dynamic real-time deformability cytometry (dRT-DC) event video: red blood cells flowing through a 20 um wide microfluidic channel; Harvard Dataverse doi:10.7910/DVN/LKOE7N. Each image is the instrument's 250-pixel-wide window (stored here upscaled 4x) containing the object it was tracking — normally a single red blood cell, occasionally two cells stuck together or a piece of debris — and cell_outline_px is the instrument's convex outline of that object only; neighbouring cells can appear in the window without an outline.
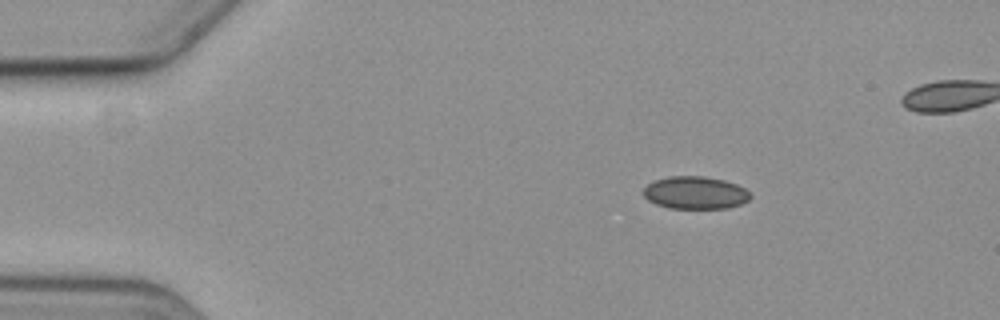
{"species": "common noctule bat (a hibernating species)", "species_latin": "Nyctalus noctula", "temperature_condition": "cold", "stored_images_in_passage": 4, "segment_of_instrument_passage": [1, 2], "camera_frame_rate_fps": 3000, "um_per_image_px": 0.085, "animal": {"sex": "female", "body_mass_g": 19.3, "forearm_length_mm": 54.1}, "frame": {"image": 1, "passage_image": 1, "time_ms": 0.0, "image_size_px": [1000, 320], "cell_outline_px": [[752, 196], [748, 200], [740, 204], [728, 208], [668, 208], [656, 204], [648, 200], [644, 196], [644, 188], [648, 184], [656, 180], [668, 176], [704, 176], [724, 180], [736, 184], [752, 192]], "centroid_in_image_um": [59.12, 16.38], "position_along_channel_um": 25.9, "area_um2": 20.35}}